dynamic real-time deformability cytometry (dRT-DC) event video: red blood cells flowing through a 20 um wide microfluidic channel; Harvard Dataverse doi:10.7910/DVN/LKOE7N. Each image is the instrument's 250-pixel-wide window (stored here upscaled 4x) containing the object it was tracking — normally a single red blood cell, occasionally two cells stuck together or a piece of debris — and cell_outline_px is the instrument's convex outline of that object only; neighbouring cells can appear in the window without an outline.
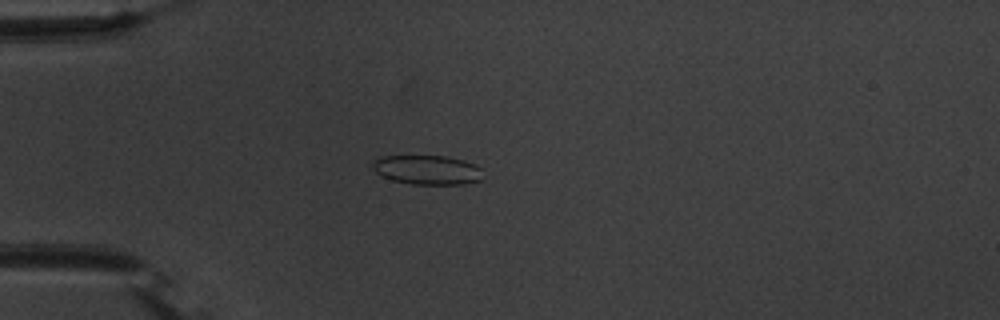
{"species": "common noctule bat (a hibernating species)", "species_latin": "Nyctalus noctula", "temperature_condition": "warm", "stored_images_in_passage": 54, "camera_frame_rate_fps": 3000, "um_per_image_px": 0.085, "animal": {"sex": "male", "body_mass_g": 20.1, "forearm_length_mm": 53.5}, "frame": {"image": 1, "passage_image": 15, "time_ms": 4.667, "image_size_px": [1000, 320], "cell_outline_px": [[480, 180], [464, 184], [412, 184], [392, 180], [380, 176], [372, 168], [372, 160], [380, 156], [444, 156], [464, 160], [476, 164], [480, 168]], "centroid_in_image_um": [36.26, 14.43], "position_along_channel_um": 48.7, "area_um2": 18.9}}
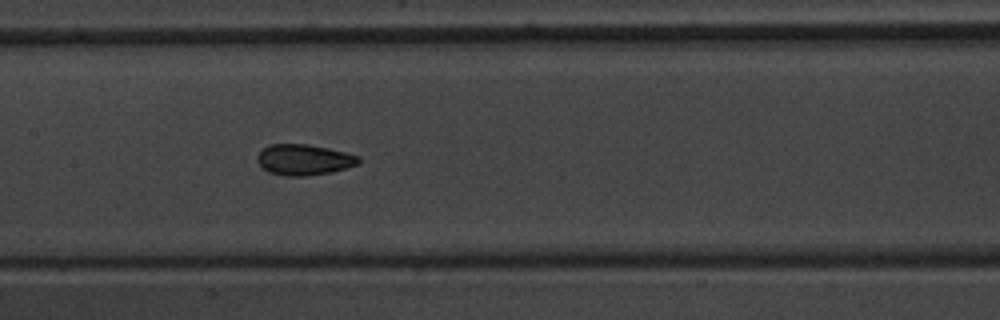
{"frame": {"image": 2, "passage_image": 27, "time_ms": 8.667, "image_size_px": [1000, 320], "cell_outline_px": [[360, 160], [356, 164], [332, 172], [304, 176], [284, 176], [268, 172], [256, 160], [256, 156], [268, 144], [308, 144], [328, 148], [360, 156]], "centroid_in_image_um": [25.8, 13.57], "position_along_channel_um": 181.6, "area_um2": 18.09}}
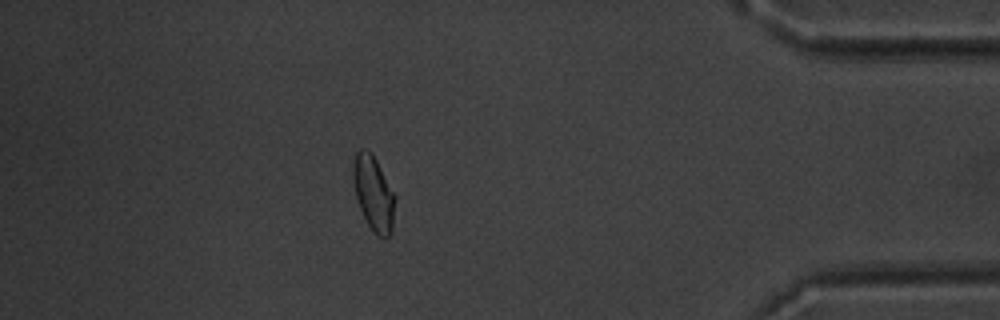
{"frame": {"image": 3, "passage_image": 48, "time_ms": 15.667, "image_size_px": [1000, 320], "cell_outline_px": [[396, 196], [392, 232], [384, 240], [376, 236], [372, 232], [360, 208], [356, 196], [352, 180], [352, 164], [356, 152], [360, 148], [364, 148], [372, 152]], "centroid_in_image_um": [31.75, 16.44], "position_along_channel_um": 403.4, "area_um2": 18.67}, "authors_computed_cell_mechanics": {"area_um2": 18.4671, "velocity_mm_per_s": 3.7189, "shape_relaxation_time_tau1_ms": 6.7514, "shape_relaxation_time_tau2_ms": 1.1968, "deformation_change_tau1": 0.1463, "deformation_change_tau2": 0.0562}}